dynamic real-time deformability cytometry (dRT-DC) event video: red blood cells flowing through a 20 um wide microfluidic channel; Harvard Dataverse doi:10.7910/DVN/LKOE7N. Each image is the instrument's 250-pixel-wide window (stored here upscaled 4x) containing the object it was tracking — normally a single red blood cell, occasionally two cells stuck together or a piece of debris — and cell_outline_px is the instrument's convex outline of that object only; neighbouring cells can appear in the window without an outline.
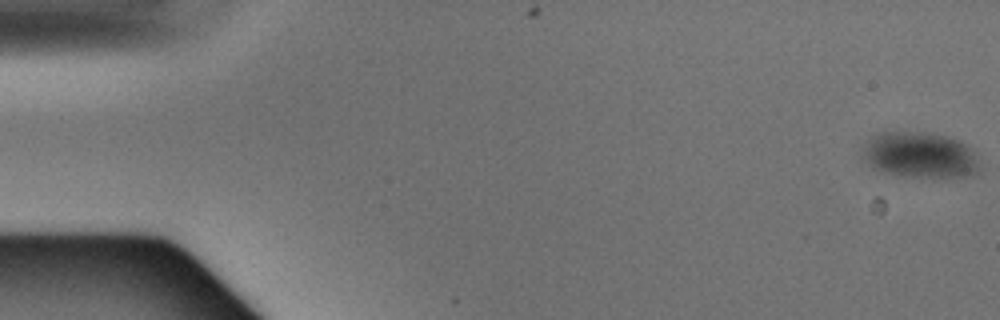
{"species": "Egyptian fruit bat (a non-hibernating species)", "species_latin": "Rousettus aegyptiacus", "temperature_condition": "warm", "stored_images_in_passage": 5, "camera_frame_rate_fps": 3000, "um_per_image_px": 0.085, "animal": {"sex": "male"}, "frame": {"image": 1, "passage_image": 1, "time_ms": 0.0, "image_size_px": [1000, 320], "cell_outline_px": [[980, 168], [972, 176], [904, 176], [884, 172], [872, 168], [860, 160], [860, 156], [868, 140], [876, 132], [924, 132], [948, 136], [960, 140], [976, 156]], "centroid_in_image_um": [78.12, 13.17], "position_along_channel_um": 6.9, "area_um2": 31.33}}
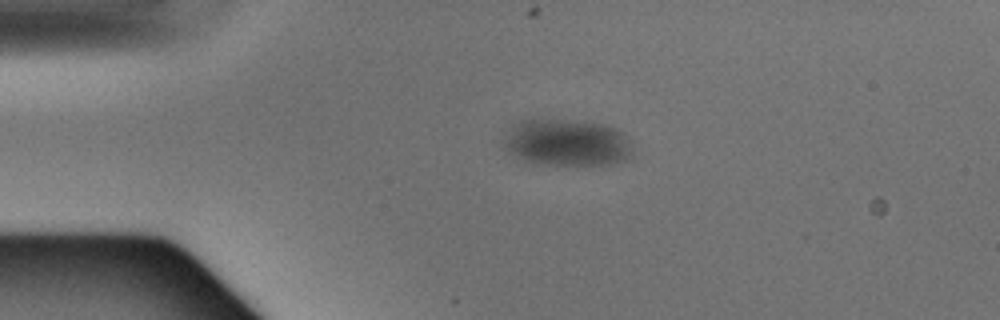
{"frame": {"image": 2, "passage_image": 4, "time_ms": 1.0, "image_size_px": [1000, 320], "cell_outline_px": [[632, 156], [628, 160], [612, 164], [548, 164], [524, 160], [508, 152], [500, 144], [500, 140], [512, 124], [520, 120], [584, 120], [604, 124], [616, 128], [628, 140]], "centroid_in_image_um": [48.13, 12.1], "position_along_channel_um": 36.9, "area_um2": 35.37}}
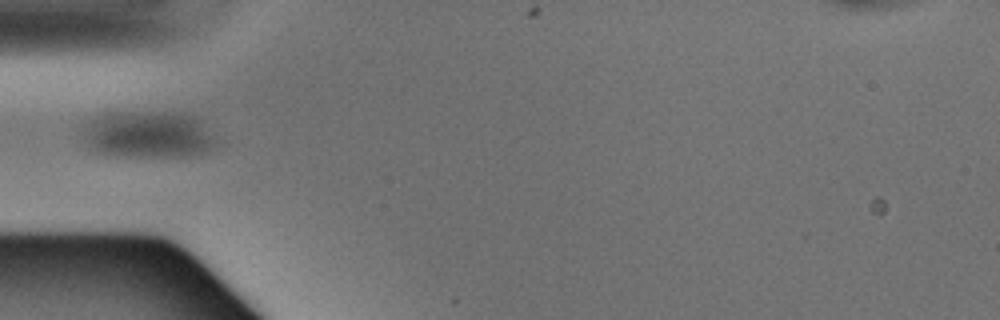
{"frame": {"image": 3, "passage_image": 5, "time_ms": 1.333, "image_size_px": [1000, 320], "cell_outline_px": [[220, 144], [216, 148], [200, 156], [112, 156], [100, 152], [92, 148], [84, 140], [84, 128], [92, 120], [108, 112], [184, 112], [196, 116], [204, 120]], "centroid_in_image_um": [12.76, 11.44], "position_along_channel_um": 72.2, "area_um2": 37.28}}